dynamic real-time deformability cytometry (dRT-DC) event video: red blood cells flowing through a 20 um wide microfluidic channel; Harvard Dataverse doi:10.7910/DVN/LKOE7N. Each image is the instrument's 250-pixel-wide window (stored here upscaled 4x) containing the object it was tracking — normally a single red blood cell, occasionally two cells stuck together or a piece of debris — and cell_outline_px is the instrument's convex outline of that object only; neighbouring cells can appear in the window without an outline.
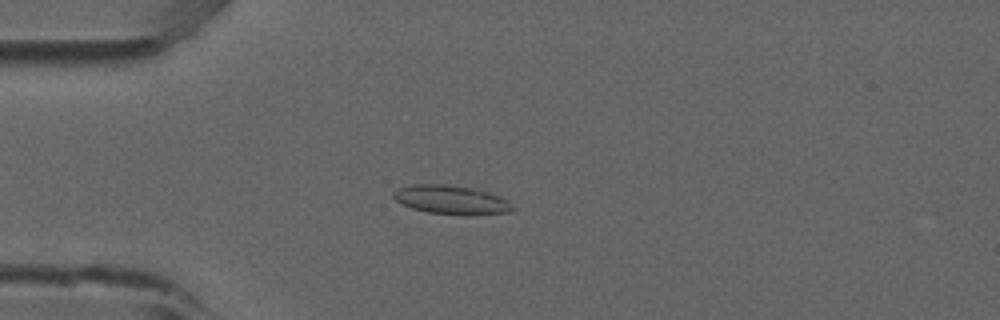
{"species": "common noctule bat (a hibernating species)", "species_latin": "Nyctalus noctula", "temperature_condition": "room temperature", "stored_images_in_passage": 53, "camera_frame_rate_fps": 3000, "um_per_image_px": 0.085, "animal": {"sex": "male", "forearm_length_mm": 52.5}, "frame": {"image": 1, "passage_image": 14, "time_ms": 4.333, "image_size_px": [1000, 320], "cell_outline_px": [[516, 208], [512, 212], [468, 216], [428, 212], [412, 208], [400, 204], [392, 196], [392, 192], [400, 188], [412, 184], [444, 184], [480, 188], [500, 196], [512, 204]], "centroid_in_image_um": [38.41, 16.99], "position_along_channel_um": 46.6, "area_um2": 20.58}}
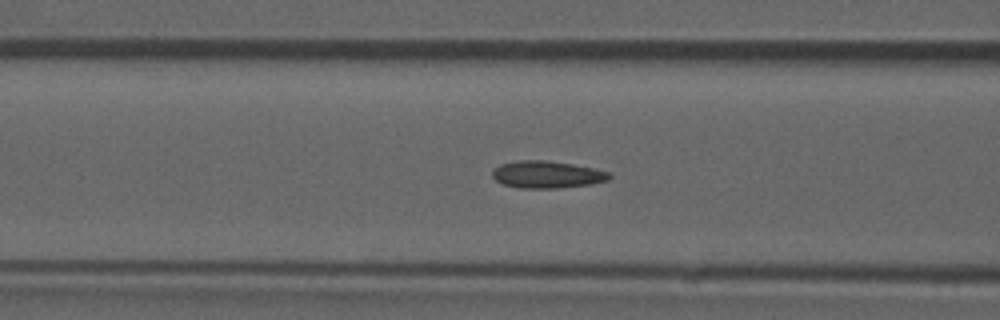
{"frame": {"image": 2, "passage_image": 21, "time_ms": 6.667, "image_size_px": [1000, 320], "cell_outline_px": [[612, 176], [608, 180], [588, 184], [560, 188], [520, 188], [504, 184], [496, 180], [492, 176], [492, 172], [500, 164], [516, 160], [544, 160], [572, 164], [612, 172]], "centroid_in_image_um": [46.5, 14.83], "position_along_channel_um": 120.1, "area_um2": 18.44}}
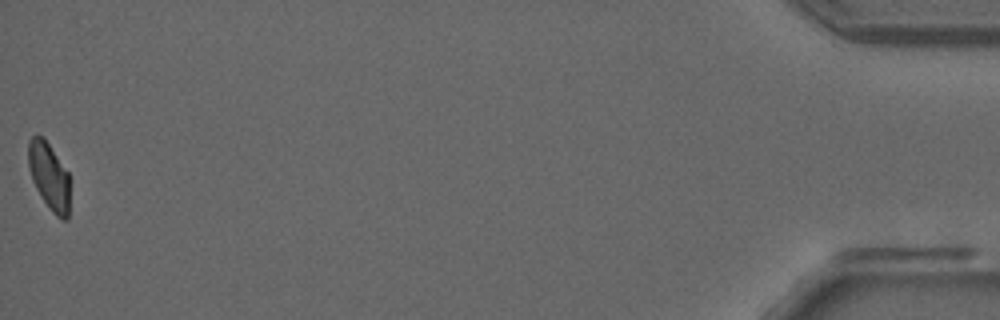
{"frame": {"image": 3, "passage_image": 53, "time_ms": 17.333, "image_size_px": [1000, 320], "cell_outline_px": [[68, 220], [60, 220], [52, 212], [36, 188], [32, 180], [28, 164], [28, 140], [32, 136], [44, 136], [68, 172]], "centroid_in_image_um": [4.16, 14.95], "position_along_channel_um": 431.0, "area_um2": 16.13}, "authors_computed_cell_mechanics": {"area_um2": 18.0336, "velocity_mm_per_s": 3.8596, "shape_relaxation_time_tau1_ms": null, "shape_relaxation_time_tau2_ms": 2.4672, "deformation_change_tau1": null, "deformation_change_tau2": 0.0778}}